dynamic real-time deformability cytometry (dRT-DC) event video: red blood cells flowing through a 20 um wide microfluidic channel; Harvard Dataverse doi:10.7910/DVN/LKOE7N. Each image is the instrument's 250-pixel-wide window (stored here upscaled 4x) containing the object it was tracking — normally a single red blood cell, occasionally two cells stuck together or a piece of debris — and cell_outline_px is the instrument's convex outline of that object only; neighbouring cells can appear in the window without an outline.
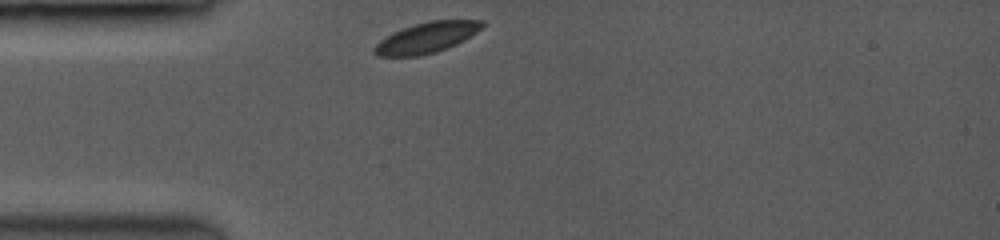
{"species": "common noctule bat (a hibernating species)", "species_latin": "Nyctalus noctula", "temperature_condition": "room temperature", "stored_images_in_passage": 40, "camera_frame_rate_fps": 3500, "um_per_image_px": 0.085, "animal": {"sex": "female", "body_mass_g": 19.0, "forearm_length_mm": 53.3}, "frame": {"image": 1, "passage_image": 1, "time_ms": 0.0, "image_size_px": [1000, 240], "cell_outline_px": [[484, 24], [476, 32], [464, 40], [456, 44], [436, 52], [420, 56], [376, 56], [372, 52], [372, 48], [380, 40], [392, 32], [428, 20], [484, 20]], "centroid_in_image_um": [36.22, 3.2], "position_along_channel_um": 48.8, "area_um2": 19.19}}
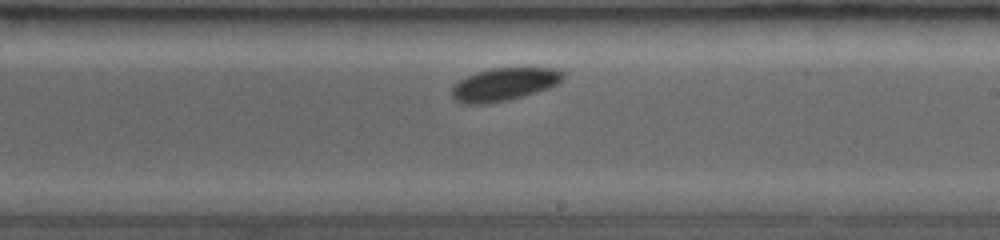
{"frame": {"image": 2, "passage_image": 21, "time_ms": 5.429, "image_size_px": [1000, 240], "cell_outline_px": [[564, 76], [556, 84], [520, 96], [504, 100], [468, 104], [456, 100], [452, 96], [452, 88], [460, 80], [476, 72], [492, 68], [556, 68], [564, 72]], "centroid_in_image_um": [42.84, 7.13], "position_along_channel_um": 246.2, "area_um2": 20.35}}
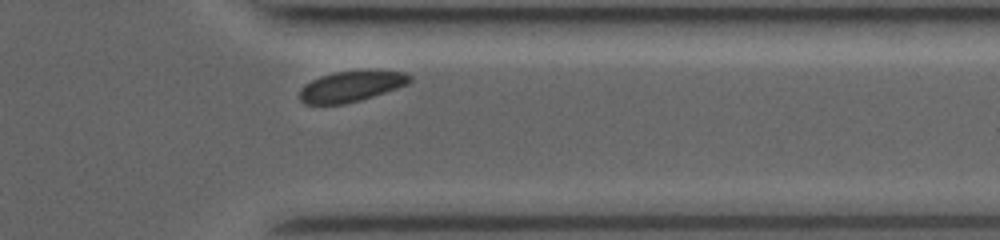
{"frame": {"image": 3, "passage_image": 36, "time_ms": 8.857, "image_size_px": [1000, 240], "cell_outline_px": [[412, 80], [408, 84], [360, 100], [344, 104], [304, 104], [300, 100], [300, 88], [304, 84], [320, 76], [336, 72], [404, 72], [412, 76]], "centroid_in_image_um": [29.79, 7.37], "position_along_channel_um": 381.6, "area_um2": 19.13}}